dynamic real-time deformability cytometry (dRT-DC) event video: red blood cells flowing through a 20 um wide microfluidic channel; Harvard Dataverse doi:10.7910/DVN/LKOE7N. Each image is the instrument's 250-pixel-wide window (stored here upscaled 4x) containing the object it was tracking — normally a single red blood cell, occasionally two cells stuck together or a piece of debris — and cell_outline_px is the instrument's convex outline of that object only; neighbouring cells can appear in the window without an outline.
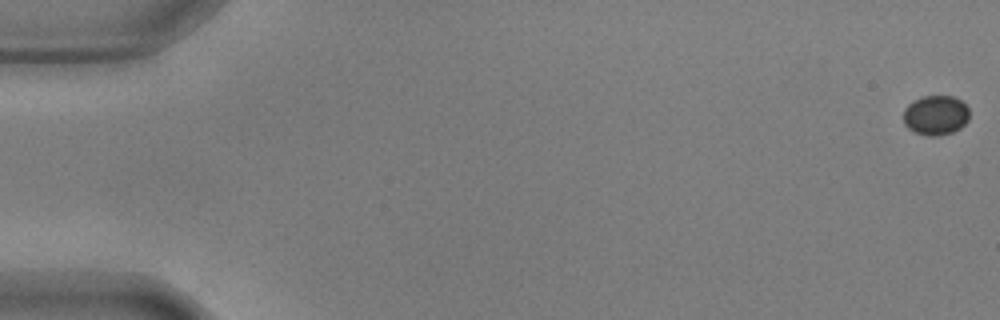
{"species": "common noctule bat (a hibernating species)", "species_latin": "Nyctalus noctula", "temperature_condition": "warm", "stored_images_in_passage": 57, "camera_frame_rate_fps": 3000, "um_per_image_px": 0.085, "animal": {"sex": "male", "body_mass_g": 17.9, "forearm_length_mm": 54.2}, "frame": {"image": 1, "passage_image": 1, "time_ms": 0.0, "image_size_px": [1000, 320], "cell_outline_px": [[968, 120], [960, 128], [952, 132], [936, 136], [928, 136], [916, 132], [908, 128], [904, 124], [904, 108], [908, 104], [924, 96], [952, 96], [960, 100], [968, 108]], "centroid_in_image_um": [79.53, 9.8], "position_along_channel_um": 5.5, "area_um2": 15.09}}
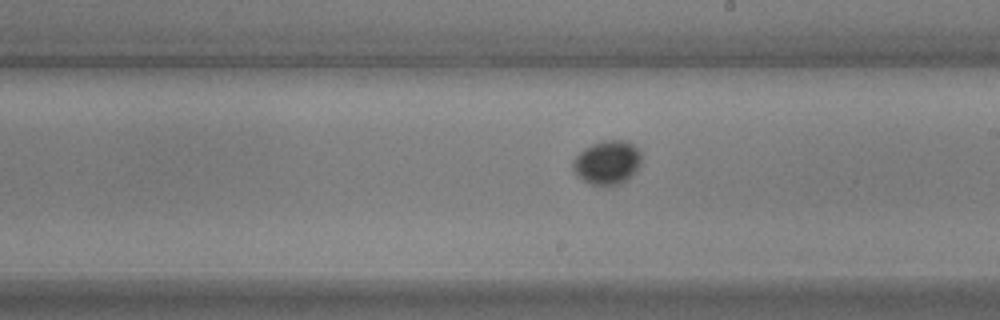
{"frame": {"image": 2, "passage_image": 33, "time_ms": 10.667, "image_size_px": [1000, 320], "cell_outline_px": [[640, 164], [636, 172], [620, 184], [608, 188], [604, 188], [592, 184], [584, 180], [576, 172], [572, 164], [576, 156], [584, 148], [592, 144], [604, 140], [628, 140], [640, 152]], "centroid_in_image_um": [51.64, 13.83], "position_along_channel_um": 237.4, "area_um2": 17.57}}
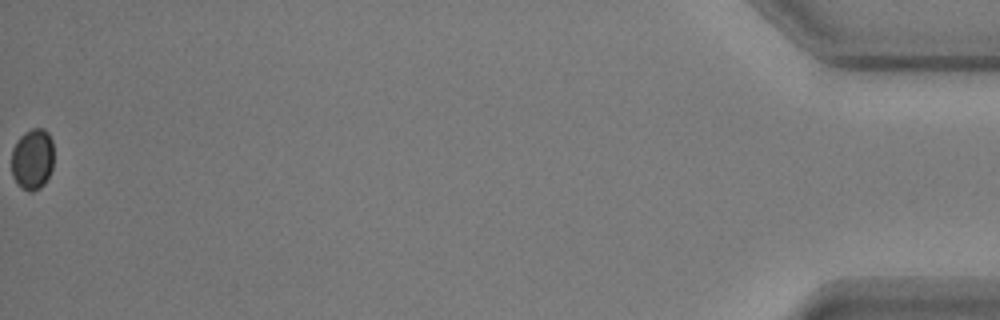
{"frame": {"image": 3, "passage_image": 57, "time_ms": 18.667, "image_size_px": [1000, 320], "cell_outline_px": [[52, 168], [44, 184], [40, 188], [32, 192], [28, 192], [20, 188], [16, 184], [12, 176], [12, 148], [16, 140], [24, 132], [32, 128], [44, 128], [48, 132], [52, 140]], "centroid_in_image_um": [2.73, 13.53], "position_along_channel_um": 432.5, "area_um2": 15.32}}